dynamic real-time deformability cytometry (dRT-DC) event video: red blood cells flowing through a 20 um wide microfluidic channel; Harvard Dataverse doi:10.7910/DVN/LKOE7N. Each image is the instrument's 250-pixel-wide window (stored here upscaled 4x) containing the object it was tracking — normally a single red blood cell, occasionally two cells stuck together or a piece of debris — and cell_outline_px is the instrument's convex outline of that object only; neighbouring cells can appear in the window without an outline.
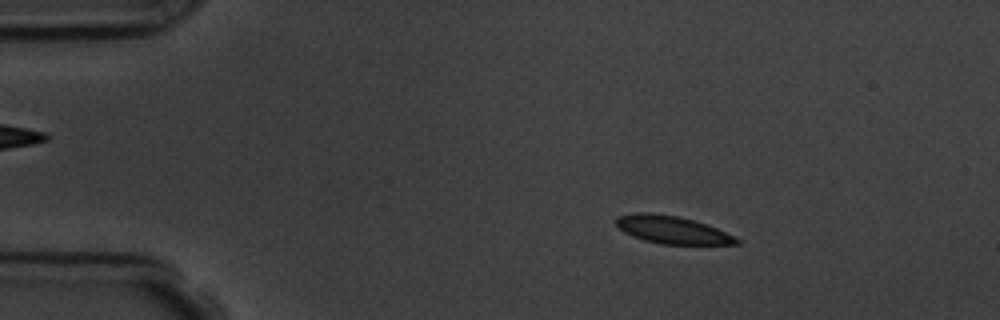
{"species": "common noctule bat (a hibernating species)", "species_latin": "Nyctalus noctula", "temperature_condition": "room temperature", "stored_images_in_passage": 56, "camera_frame_rate_fps": 3000, "um_per_image_px": 0.085, "animal": {"sex": "male", "body_mass_g": 19.5, "forearm_length_mm": 54.6}, "frame": {"image": 1, "passage_image": 9, "time_ms": 2.667, "image_size_px": [1000, 320], "cell_outline_px": [[740, 244], [660, 244], [644, 240], [632, 236], [624, 232], [616, 224], [616, 216], [636, 212], [652, 212], [676, 216], [692, 220], [716, 228], [740, 240]], "centroid_in_image_um": [57.07, 19.53], "position_along_channel_um": 27.9, "area_um2": 19.19}}
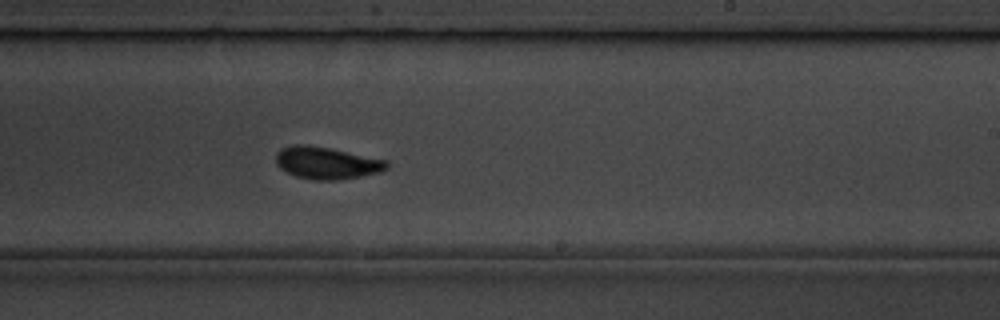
{"frame": {"image": 2, "passage_image": 34, "time_ms": 11.0, "image_size_px": [1000, 320], "cell_outline_px": [[388, 168], [380, 172], [360, 176], [336, 180], [316, 180], [296, 176], [280, 168], [276, 164], [276, 152], [280, 148], [292, 144], [308, 144], [388, 160]], "centroid_in_image_um": [27.74, 13.84], "position_along_channel_um": 261.3, "area_um2": 20.75}}
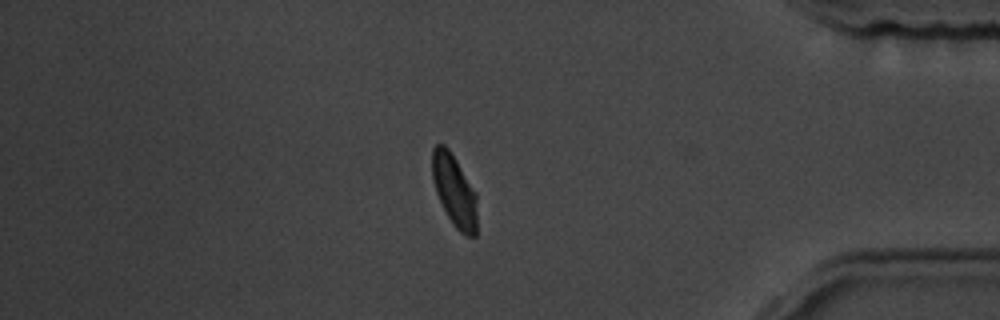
{"frame": {"image": 3, "passage_image": 48, "time_ms": 15.667, "image_size_px": [1000, 320], "cell_outline_px": [[476, 236], [468, 236], [460, 232], [456, 228], [448, 216], [436, 192], [432, 180], [432, 148], [436, 144], [444, 144], [448, 148], [456, 160], [476, 192]], "centroid_in_image_um": [38.61, 16.18], "position_along_channel_um": 396.6, "area_um2": 18.61}, "authors_computed_cell_mechanics": {"area_um2": 19.9121, "velocity_mm_per_s": 3.5733, "shape_relaxation_time_tau1_ms": 2.5579, "shape_relaxation_time_tau2_ms": 0.4456, "deformation_change_tau1": 0.1246, "deformation_change_tau2": 0.0527}}